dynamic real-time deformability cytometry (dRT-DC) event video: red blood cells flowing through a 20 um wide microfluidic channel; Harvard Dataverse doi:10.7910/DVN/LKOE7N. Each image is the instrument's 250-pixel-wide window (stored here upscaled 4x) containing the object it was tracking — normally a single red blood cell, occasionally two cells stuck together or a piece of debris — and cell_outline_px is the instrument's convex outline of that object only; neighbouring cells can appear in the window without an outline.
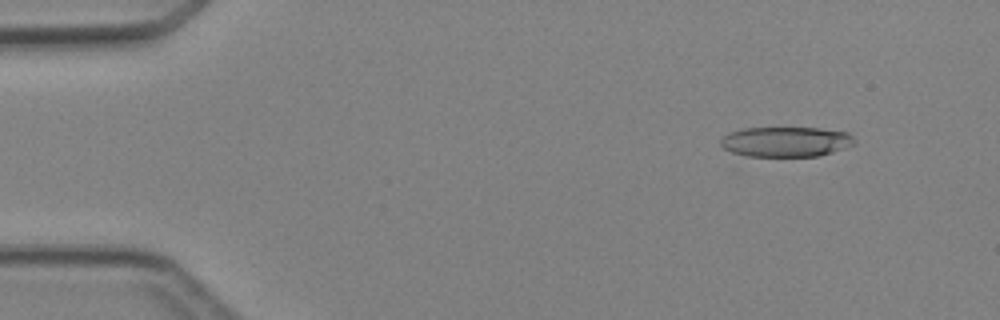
{"species": "Egyptian fruit bat (a non-hibernating species)", "species_latin": "Rousettus aegyptiacus", "temperature_condition": "cold", "stored_images_in_passage": 4, "camera_frame_rate_fps": 3000, "um_per_image_px": 0.085, "animal": {"sex": "female"}, "frame": {"image": 1, "passage_image": 1, "time_ms": 0.0, "image_size_px": [1000, 320], "cell_outline_px": [[856, 140], [852, 144], [832, 152], [820, 156], [748, 156], [732, 152], [724, 148], [720, 144], [720, 140], [724, 136], [732, 132], [744, 128], [820, 128], [848, 132]], "centroid_in_image_um": [66.81, 12.04], "position_along_channel_um": 18.2, "area_um2": 23.24}}
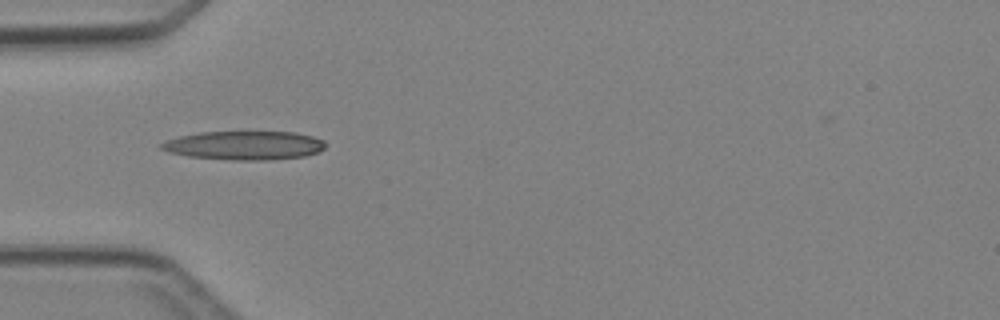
{"frame": {"image": 2, "passage_image": 4, "time_ms": 3.333, "image_size_px": [1000, 320], "cell_outline_px": [[328, 144], [324, 148], [316, 152], [304, 156], [268, 160], [240, 160], [188, 156], [168, 152], [160, 148], [160, 144], [168, 140], [180, 136], [200, 132], [296, 132], [312, 136], [324, 140]], "centroid_in_image_um": [20.8, 12.35], "position_along_channel_um": 64.2, "area_um2": 27.34}}